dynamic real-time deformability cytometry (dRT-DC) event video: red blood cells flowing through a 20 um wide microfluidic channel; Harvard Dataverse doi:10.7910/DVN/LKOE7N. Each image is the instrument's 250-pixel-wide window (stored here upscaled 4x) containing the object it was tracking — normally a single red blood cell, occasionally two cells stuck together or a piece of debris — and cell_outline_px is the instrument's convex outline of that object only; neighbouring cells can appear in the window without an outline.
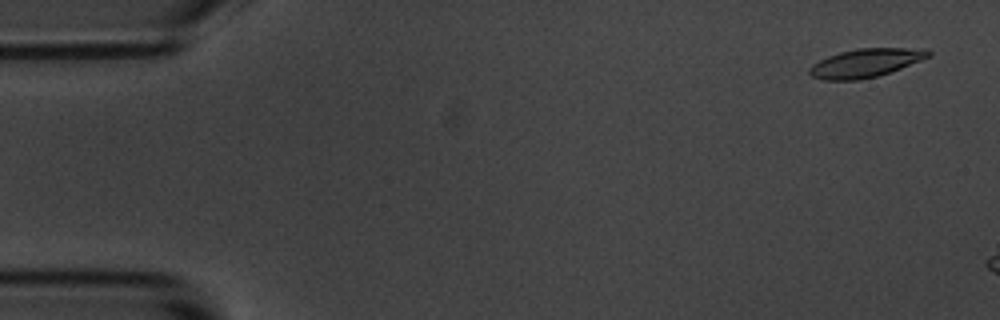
{"species": "common noctule bat (a hibernating species)", "species_latin": "Nyctalus noctula", "temperature_condition": "room temperature", "stored_images_in_passage": 4, "camera_frame_rate_fps": 3000, "um_per_image_px": 0.085, "animal": {"sex": "male", "body_mass_g": 20.1, "forearm_length_mm": 53.5}, "frame": {"image": 1, "passage_image": 1, "time_ms": 0.0, "image_size_px": [1000, 320], "cell_outline_px": [[932, 56], [900, 68], [876, 76], [860, 80], [824, 80], [812, 76], [808, 72], [808, 68], [812, 64], [828, 56], [840, 52], [856, 48], [928, 48], [932, 52]], "centroid_in_image_um": [73.59, 5.34], "position_along_channel_um": 11.4, "area_um2": 19.83}}